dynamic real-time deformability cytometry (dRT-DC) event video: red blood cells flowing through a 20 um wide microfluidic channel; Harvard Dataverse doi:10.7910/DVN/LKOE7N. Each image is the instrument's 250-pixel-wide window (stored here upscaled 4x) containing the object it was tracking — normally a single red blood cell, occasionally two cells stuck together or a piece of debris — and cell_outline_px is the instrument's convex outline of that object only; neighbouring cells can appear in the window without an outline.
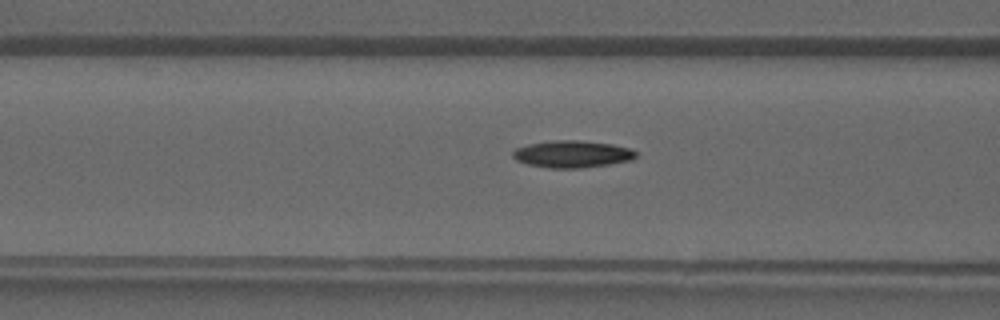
{"species": "common noctule bat (a hibernating species)", "species_latin": "Nyctalus noctula", "temperature_condition": "warm", "stored_images_in_passage": 40, "camera_frame_rate_fps": 3000, "um_per_image_px": 0.085, "animal": {"sex": "male", "forearm_length_mm": 52.5}, "frame": {"image": 1, "passage_image": 16, "time_ms": 5.0, "image_size_px": [1000, 320], "cell_outline_px": [[636, 156], [632, 160], [608, 164], [580, 168], [548, 168], [528, 164], [516, 160], [512, 156], [512, 152], [516, 148], [528, 144], [552, 140], [580, 140], [612, 144], [632, 148], [636, 152]], "centroid_in_image_um": [48.64, 13.09], "position_along_channel_um": 118.0, "area_um2": 19.48}}
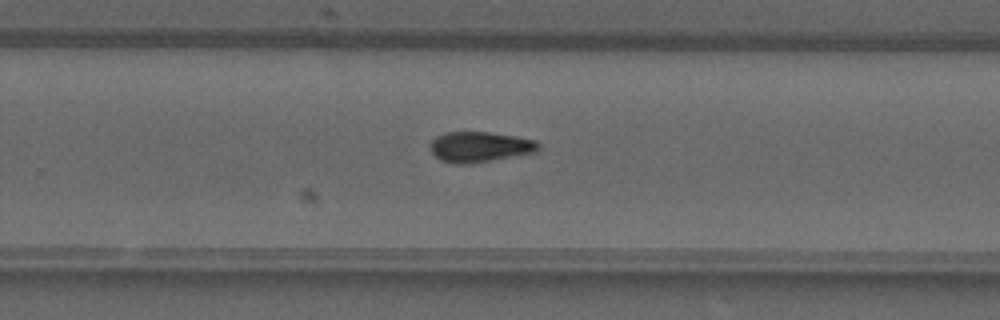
{"frame": {"image": 2, "passage_image": 26, "time_ms": 8.333, "image_size_px": [1000, 320], "cell_outline_px": [[540, 148], [536, 152], [468, 164], [456, 164], [440, 160], [432, 152], [428, 144], [436, 136], [448, 132], [488, 132], [536, 140], [540, 144]], "centroid_in_image_um": [40.76, 12.48], "position_along_channel_um": 289.0, "area_um2": 19.07}}
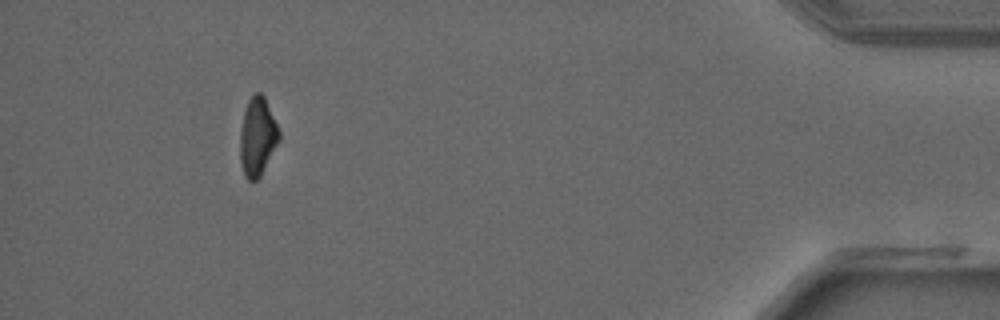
{"frame": {"image": 3, "passage_image": 37, "time_ms": 12.0, "image_size_px": [1000, 320], "cell_outline_px": [[280, 140], [260, 176], [256, 180], [248, 180], [244, 176], [240, 160], [240, 132], [244, 112], [248, 100], [256, 92], [260, 92], [264, 96], [280, 132]], "centroid_in_image_um": [21.88, 11.63], "position_along_channel_um": 413.3, "area_um2": 17.69}}